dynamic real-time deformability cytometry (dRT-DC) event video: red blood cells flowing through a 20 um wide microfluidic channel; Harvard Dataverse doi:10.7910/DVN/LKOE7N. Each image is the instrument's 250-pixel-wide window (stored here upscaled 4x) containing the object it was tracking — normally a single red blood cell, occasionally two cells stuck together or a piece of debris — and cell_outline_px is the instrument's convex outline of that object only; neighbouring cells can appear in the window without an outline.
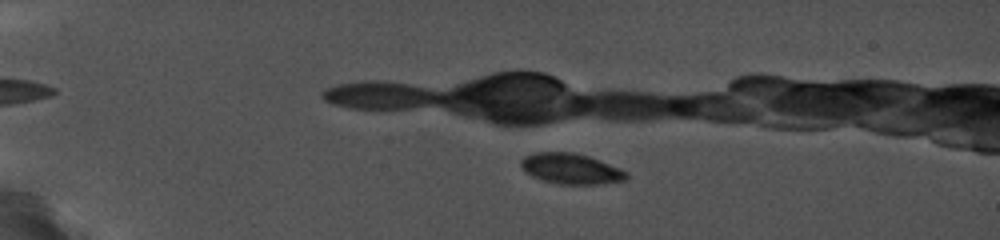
{"species": "common noctule bat (a hibernating species)", "species_latin": "Nyctalus noctula", "temperature_condition": "cold", "stored_images_in_passage": 12, "camera_frame_rate_fps": 5000, "um_per_image_px": 0.085, "animal": {"sex": "female", "body_mass_g": 19.0, "forearm_length_mm": 56.7}, "frame": {"image": 1, "passage_image": 7, "time_ms": 1.4, "image_size_px": [1000, 240], "cell_outline_px": [[628, 180], [600, 184], [560, 184], [540, 180], [532, 176], [520, 168], [520, 160], [524, 156], [536, 152], [572, 152], [588, 156], [620, 168], [628, 172]], "centroid_in_image_um": [48.52, 14.35], "position_along_channel_um": 36.5, "area_um2": 18.96}}